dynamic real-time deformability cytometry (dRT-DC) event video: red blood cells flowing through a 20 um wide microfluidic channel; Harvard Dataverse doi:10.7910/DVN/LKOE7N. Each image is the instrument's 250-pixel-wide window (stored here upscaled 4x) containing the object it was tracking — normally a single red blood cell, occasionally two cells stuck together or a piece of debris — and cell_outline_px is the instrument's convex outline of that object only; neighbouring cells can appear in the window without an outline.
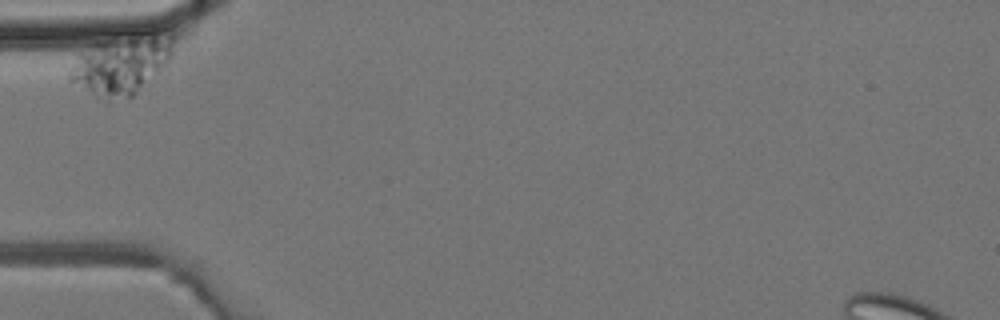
{"species": "common noctule bat (a hibernating species)", "species_latin": "Nyctalus noctula", "temperature_condition": "room temperature", "stored_images_in_passage": 20, "camera_frame_rate_fps": 3000, "um_per_image_px": 0.085, "animal": {"sex": "male", "body_mass_g": 19.2, "forearm_length_mm": 51.8}, "frame": {"image": 1, "passage_image": 1, "time_ms": 0.0, "image_size_px": [1000, 320], "cell_outline_px": [[172, 52], [164, 68], [132, 96], [108, 100], [92, 92], [72, 80], [68, 76], [68, 72], [76, 52], [96, 44], [148, 28], [152, 28], [172, 32]], "centroid_in_image_um": [10.38, 5.37], "position_along_channel_um": 74.6, "area_um2": 36.01}}
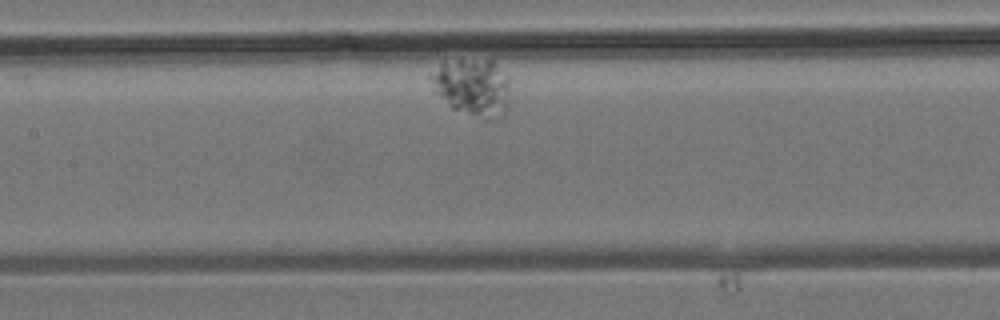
{"frame": {"image": 2, "passage_image": 9, "time_ms": 2.667, "image_size_px": [1000, 320], "cell_outline_px": [[508, 104], [504, 112], [480, 116], [452, 108], [432, 92], [432, 76], [440, 64], [444, 60], [492, 60], [508, 80]], "centroid_in_image_um": [40.09, 7.34], "position_along_channel_um": 167.3, "area_um2": 25.26}}
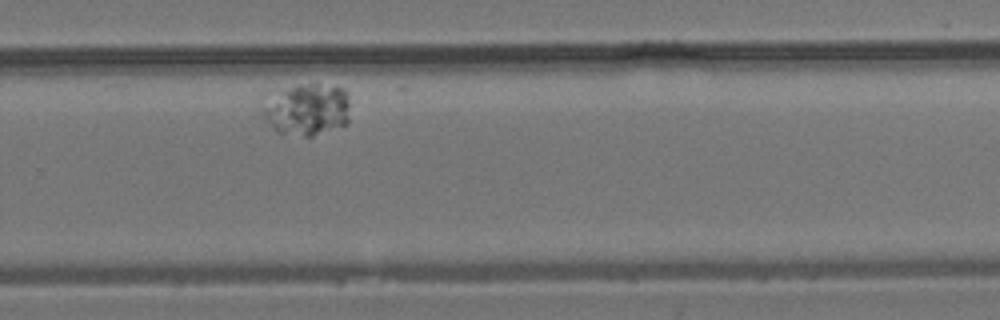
{"frame": {"image": 3, "passage_image": 19, "time_ms": 6.0, "image_size_px": [1000, 320], "cell_outline_px": [[348, 124], [312, 136], [304, 136], [276, 132], [264, 116], [260, 108], [260, 96], [264, 92], [296, 84], [316, 84], [344, 88], [348, 96]], "centroid_in_image_um": [25.97, 9.25], "position_along_channel_um": 303.8, "area_um2": 27.51}}